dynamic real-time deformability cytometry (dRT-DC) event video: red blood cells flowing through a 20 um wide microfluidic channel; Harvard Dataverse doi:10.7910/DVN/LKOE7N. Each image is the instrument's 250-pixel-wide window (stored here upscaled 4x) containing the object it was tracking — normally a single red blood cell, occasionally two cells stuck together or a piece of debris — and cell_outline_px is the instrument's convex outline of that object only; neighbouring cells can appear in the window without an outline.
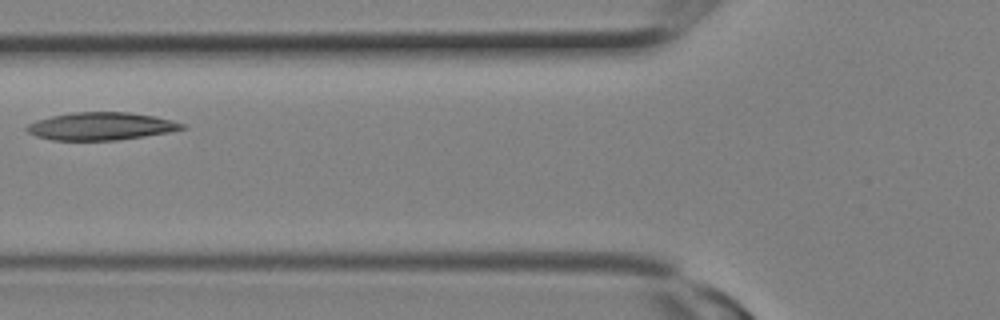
{"species": "Egyptian fruit bat (a non-hibernating species)", "species_latin": "Rousettus aegyptiacus", "temperature_condition": "room temperature", "stored_images_in_passage": 14, "camera_frame_rate_fps": 3000, "um_per_image_px": 0.085, "animal": {"sex": "female"}, "frame": {"image": 1, "passage_image": 7, "time_ms": 2.0, "image_size_px": [1000, 320], "cell_outline_px": [[188, 128], [168, 132], [144, 136], [116, 140], [52, 140], [36, 136], [28, 132], [24, 128], [28, 124], [36, 120], [52, 116], [72, 112], [128, 112], [152, 116], [172, 120], [184, 124]], "centroid_in_image_um": [8.56, 10.73], "position_along_channel_um": 117.2, "area_um2": 24.97}}
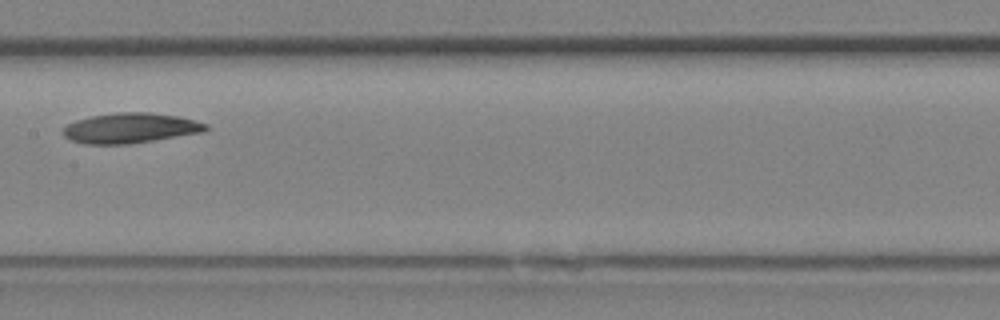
{"frame": {"image": 2, "passage_image": 10, "time_ms": 3.0, "image_size_px": [1000, 320], "cell_outline_px": [[208, 128], [204, 132], [128, 144], [84, 144], [72, 140], [64, 136], [60, 132], [60, 128], [76, 120], [92, 116], [120, 112], [148, 112], [176, 116], [208, 124]], "centroid_in_image_um": [11.03, 10.89], "position_along_channel_um": 196.4, "area_um2": 24.97}}
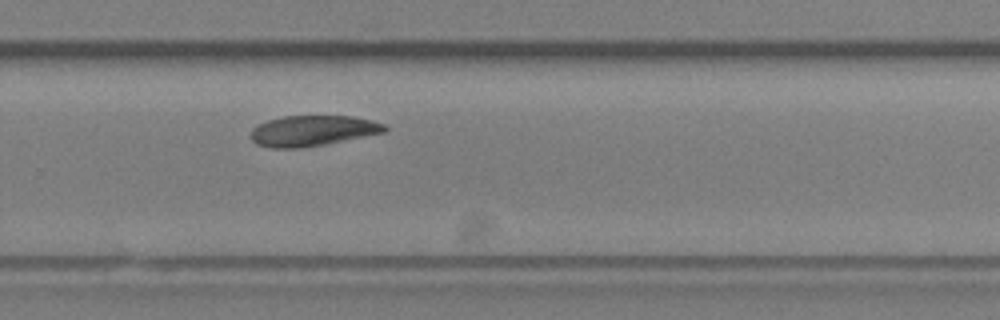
{"frame": {"image": 3, "passage_image": 14, "time_ms": 4.333, "image_size_px": [1000, 320], "cell_outline_px": [[388, 132], [324, 144], [296, 148], [272, 148], [256, 144], [252, 140], [252, 128], [256, 124], [280, 116], [352, 116], [372, 120], [384, 124], [388, 128]], "centroid_in_image_um": [26.58, 11.1], "position_along_channel_um": 303.2, "area_um2": 23.93}}